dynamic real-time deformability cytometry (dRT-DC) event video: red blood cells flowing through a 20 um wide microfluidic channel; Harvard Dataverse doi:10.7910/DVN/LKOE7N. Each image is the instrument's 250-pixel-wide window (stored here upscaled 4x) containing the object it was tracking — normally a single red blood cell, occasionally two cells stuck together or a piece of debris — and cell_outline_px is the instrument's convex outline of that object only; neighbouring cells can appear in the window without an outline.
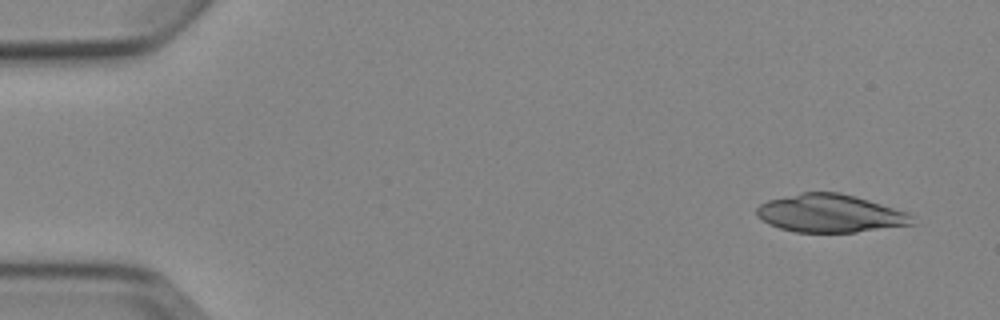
{"species": "Egyptian fruit bat (a non-hibernating species)", "species_latin": "Rousettus aegyptiacus", "temperature_condition": "cold", "stored_images_in_passage": 4, "camera_frame_rate_fps": 3000, "um_per_image_px": 0.085, "animal": {"sex": "female"}, "frame": {"image": 1, "passage_image": 1, "time_ms": 0.0, "image_size_px": [1000, 320], "cell_outline_px": [[916, 224], [856, 232], [796, 232], [780, 228], [768, 224], [756, 216], [756, 208], [760, 204], [768, 200], [800, 192], [840, 192], [856, 196], [908, 212], [912, 216]], "centroid_in_image_um": [70.56, 18.13], "position_along_channel_um": 14.4, "area_um2": 34.62}}